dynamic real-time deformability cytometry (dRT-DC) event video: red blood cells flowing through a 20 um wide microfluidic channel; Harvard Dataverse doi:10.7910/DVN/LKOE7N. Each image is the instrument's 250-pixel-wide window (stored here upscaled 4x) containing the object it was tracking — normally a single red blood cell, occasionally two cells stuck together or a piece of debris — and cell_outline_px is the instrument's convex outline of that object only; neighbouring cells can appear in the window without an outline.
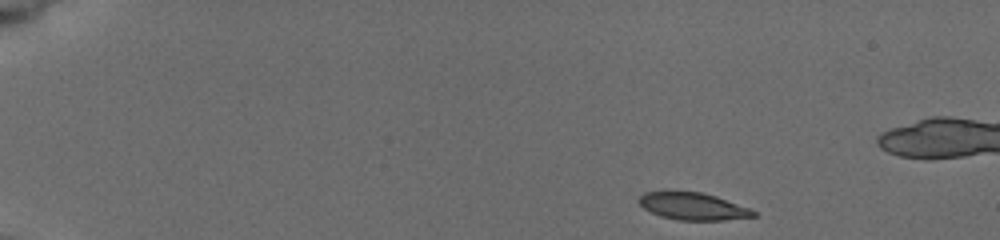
{"species": "common noctule bat (a hibernating species)", "species_latin": "Nyctalus noctula", "temperature_condition": "cold", "stored_images_in_passage": 6, "camera_frame_rate_fps": 3000, "um_per_image_px": 0.085, "animal": {"sex": "female", "body_mass_g": 19.5, "forearm_length_mm": 54.1}, "frame": {"image": 1, "passage_image": 1, "time_ms": 0.0, "image_size_px": [1000, 240], "cell_outline_px": [[756, 216], [724, 220], [676, 220], [660, 216], [644, 208], [636, 200], [644, 192], [704, 192], [752, 208], [756, 212]], "centroid_in_image_um": [58.93, 17.54], "position_along_channel_um": 26.1, "area_um2": 18.21}}